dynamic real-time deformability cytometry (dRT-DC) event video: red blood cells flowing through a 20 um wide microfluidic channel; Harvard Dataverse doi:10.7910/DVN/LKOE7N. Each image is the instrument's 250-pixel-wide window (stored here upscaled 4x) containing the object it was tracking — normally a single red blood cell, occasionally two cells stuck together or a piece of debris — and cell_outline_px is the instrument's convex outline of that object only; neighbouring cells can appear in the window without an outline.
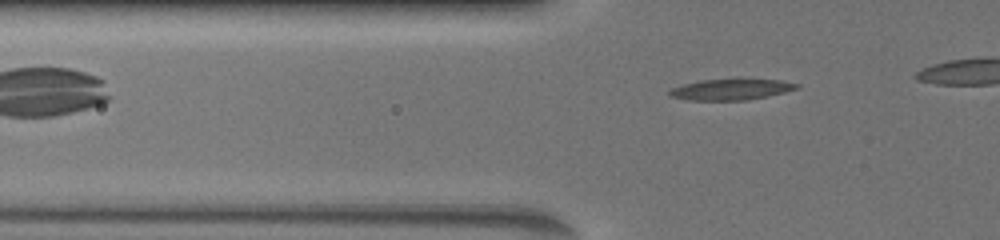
{"species": "common noctule bat (a hibernating species)", "species_latin": "Nyctalus noctula", "temperature_condition": "warm", "stored_images_in_passage": 42, "camera_frame_rate_fps": 3000, "um_per_image_px": 0.085, "animal": {"sex": "female", "body_mass_g": 19.5, "forearm_length_mm": 54.1}, "frame": {"image": 1, "passage_image": 2, "time_ms": 0.333, "image_size_px": [1000, 240], "cell_outline_px": [[800, 88], [768, 96], [744, 100], [688, 100], [668, 96], [668, 92], [672, 88], [684, 84], [700, 80], [780, 80], [800, 84]], "centroid_in_image_um": [62.12, 7.61], "position_along_channel_um": 63.7, "area_um2": 15.26}}
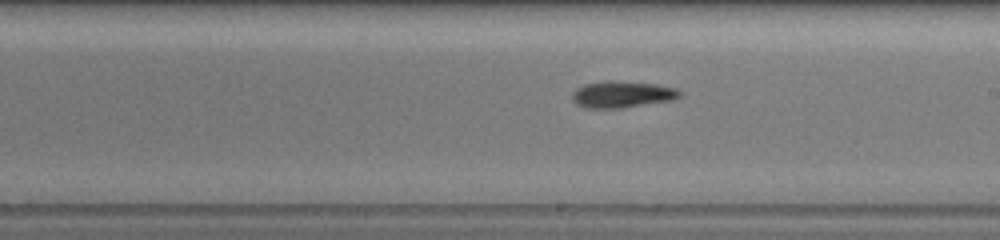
{"frame": {"image": 2, "passage_image": 27, "time_ms": 5.0, "image_size_px": [1000, 240], "cell_outline_px": [[680, 96], [672, 100], [624, 108], [584, 108], [576, 104], [572, 100], [572, 92], [576, 88], [584, 84], [656, 84], [676, 88], [680, 92]], "centroid_in_image_um": [52.87, 8.09], "position_along_channel_um": 236.1, "area_um2": 15.72}}
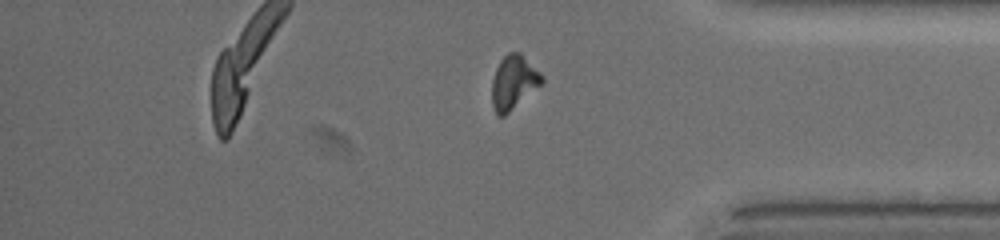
{"frame": {"image": 3, "passage_image": 40, "time_ms": 9.333, "image_size_px": [1000, 240], "cell_outline_px": [[544, 80], [540, 84], [504, 116], [496, 116], [492, 104], [492, 80], [496, 68], [500, 60], [508, 52], [520, 52], [544, 76]], "centroid_in_image_um": [43.63, 6.98], "position_along_channel_um": 391.6, "area_um2": 15.43}}